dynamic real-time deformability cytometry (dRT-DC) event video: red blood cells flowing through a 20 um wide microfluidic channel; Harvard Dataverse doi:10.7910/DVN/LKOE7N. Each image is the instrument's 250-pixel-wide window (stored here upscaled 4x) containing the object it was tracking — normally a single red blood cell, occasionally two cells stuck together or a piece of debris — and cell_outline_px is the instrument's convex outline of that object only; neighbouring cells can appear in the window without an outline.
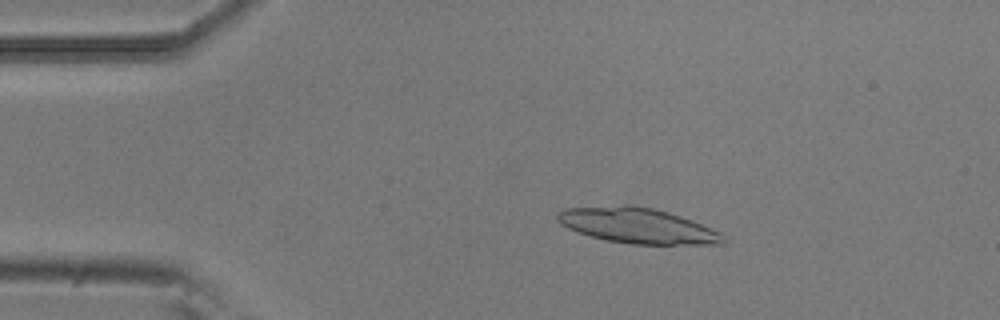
{"species": "common noctule bat (a hibernating species)", "species_latin": "Nyctalus noctula", "temperature_condition": "room temperature", "stored_images_in_passage": 51, "camera_frame_rate_fps": 3000, "um_per_image_px": 0.085, "animal": {"sex": "male", "body_mass_g": 20.5, "forearm_length_mm": 52.5}, "frame": {"image": 1, "passage_image": 10, "time_ms": 3.0, "image_size_px": [1000, 320], "cell_outline_px": [[724, 244], [632, 244], [608, 240], [592, 236], [568, 228], [560, 224], [556, 220], [556, 216], [564, 208], [652, 208], [668, 212], [692, 220], [720, 232], [724, 236]], "centroid_in_image_um": [54.25, 19.23], "position_along_channel_um": 30.7, "area_um2": 32.66}}